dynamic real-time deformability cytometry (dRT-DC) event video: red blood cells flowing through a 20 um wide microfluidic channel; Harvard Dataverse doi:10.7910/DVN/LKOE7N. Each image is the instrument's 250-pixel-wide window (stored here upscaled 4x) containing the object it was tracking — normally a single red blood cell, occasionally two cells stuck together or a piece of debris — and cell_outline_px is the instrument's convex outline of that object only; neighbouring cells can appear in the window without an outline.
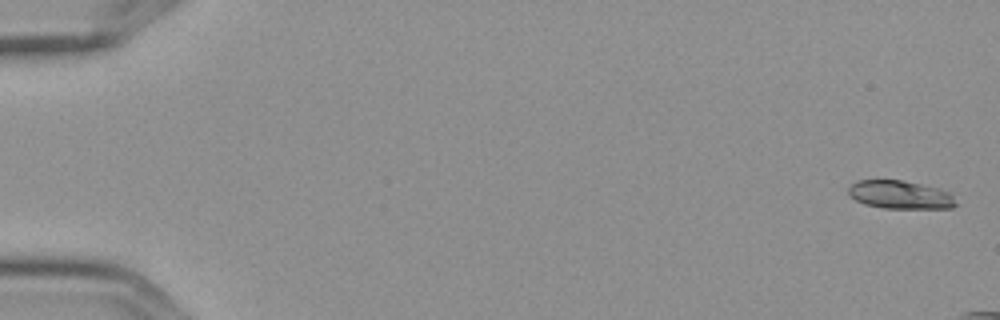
{"species": "Egyptian fruit bat (a non-hibernating species)", "species_latin": "Rousettus aegyptiacus", "temperature_condition": "cold", "stored_images_in_passage": 6, "camera_frame_rate_fps": 3000, "um_per_image_px": 0.085, "frame": {"image": 1, "passage_image": 1, "time_ms": 0.0, "image_size_px": [1000, 320], "cell_outline_px": [[956, 204], [952, 208], [884, 208], [864, 204], [856, 200], [848, 192], [848, 188], [856, 180], [904, 180], [940, 188], [948, 192], [952, 196]], "centroid_in_image_um": [76.51, 16.54], "position_along_channel_um": 8.5, "area_um2": 17.63}}